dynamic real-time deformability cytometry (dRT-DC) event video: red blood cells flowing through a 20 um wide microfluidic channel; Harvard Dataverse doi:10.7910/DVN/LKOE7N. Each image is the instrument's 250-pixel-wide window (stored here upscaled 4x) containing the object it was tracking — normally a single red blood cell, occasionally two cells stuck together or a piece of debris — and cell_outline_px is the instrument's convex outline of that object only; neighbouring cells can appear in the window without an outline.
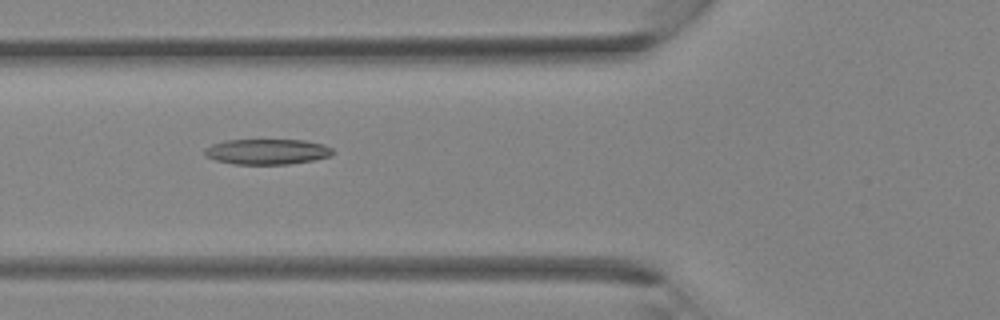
{"species": "Egyptian fruit bat (a non-hibernating species)", "species_latin": "Rousettus aegyptiacus", "temperature_condition": "room temperature", "stored_images_in_passage": 35, "camera_frame_rate_fps": 3000, "um_per_image_px": 0.085, "animal": {"sex": "female"}, "frame": {"image": 1, "passage_image": 13, "time_ms": 4.0, "image_size_px": [1000, 320], "cell_outline_px": [[332, 156], [312, 160], [288, 164], [232, 164], [216, 160], [204, 156], [204, 148], [212, 144], [224, 140], [304, 140], [324, 144], [332, 148]], "centroid_in_image_um": [22.67, 12.89], "position_along_channel_um": 103.1, "area_um2": 19.07}}
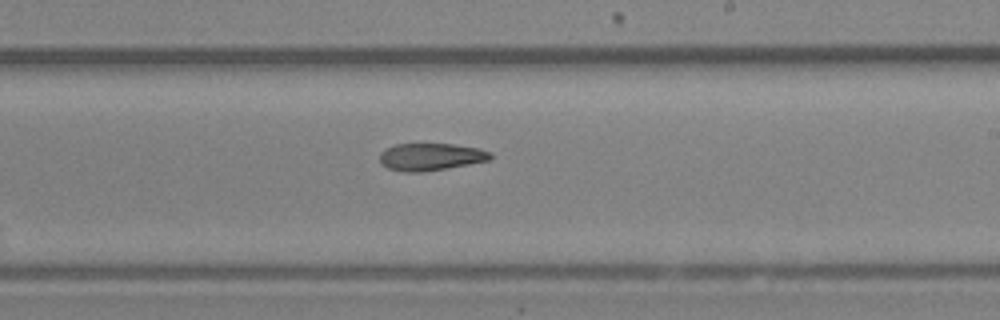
{"frame": {"image": 2, "passage_image": 21, "time_ms": 6.667, "image_size_px": [1000, 320], "cell_outline_px": [[492, 156], [488, 160], [448, 168], [424, 172], [400, 172], [388, 168], [380, 164], [380, 152], [396, 144], [452, 144], [480, 148], [492, 152]], "centroid_in_image_um": [36.6, 13.34], "position_along_channel_um": 252.4, "area_um2": 17.69}}
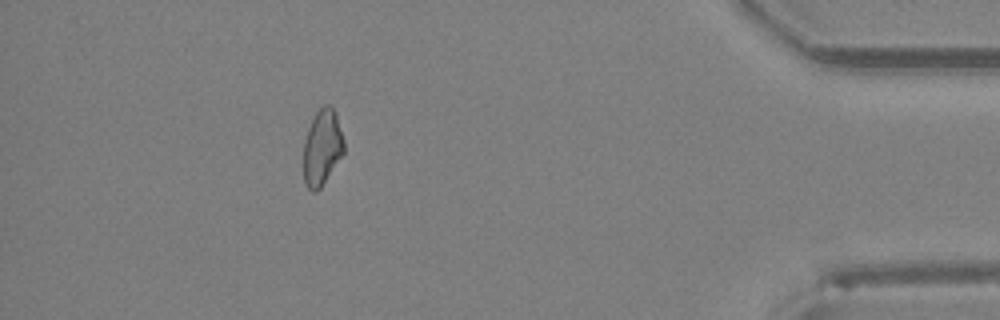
{"frame": {"image": 3, "passage_image": 32, "time_ms": 10.333, "image_size_px": [1000, 320], "cell_outline_px": [[344, 152], [320, 188], [316, 192], [312, 192], [304, 184], [304, 140], [308, 128], [316, 112], [324, 104], [328, 104], [336, 112], [344, 140]], "centroid_in_image_um": [27.38, 12.52], "position_along_channel_um": 407.8, "area_um2": 17.8}}